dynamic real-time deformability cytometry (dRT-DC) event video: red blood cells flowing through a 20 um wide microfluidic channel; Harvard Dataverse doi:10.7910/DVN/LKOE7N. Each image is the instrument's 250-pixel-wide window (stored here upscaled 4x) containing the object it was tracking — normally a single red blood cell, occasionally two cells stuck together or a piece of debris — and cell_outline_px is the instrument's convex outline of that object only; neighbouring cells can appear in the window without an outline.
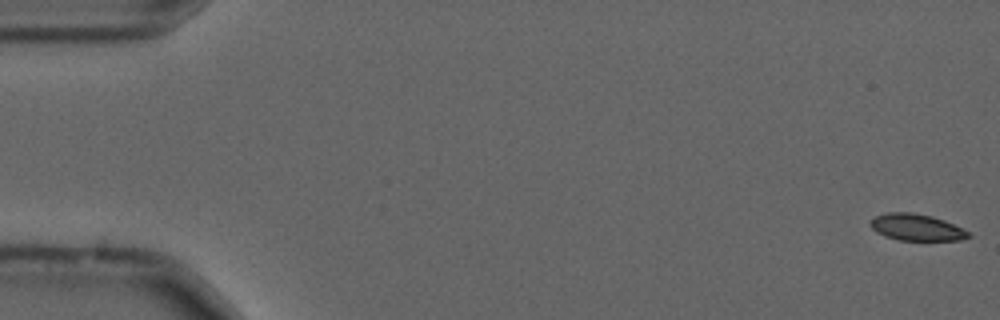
{"species": "common noctule bat (a hibernating species)", "species_latin": "Nyctalus noctula", "temperature_condition": "cold", "stored_images_in_passage": 56, "camera_frame_rate_fps": 3000, "um_per_image_px": 0.085, "animal": {"sex": "male", "forearm_length_mm": 52.5}, "frame": {"image": 1, "passage_image": 1, "time_ms": 0.0, "image_size_px": [1000, 320], "cell_outline_px": [[972, 236], [960, 240], [900, 240], [884, 236], [876, 232], [868, 224], [876, 216], [888, 212], [912, 212], [932, 216], [944, 220], [968, 232]], "centroid_in_image_um": [77.87, 19.32], "position_along_channel_um": 7.1, "area_um2": 15.09}}
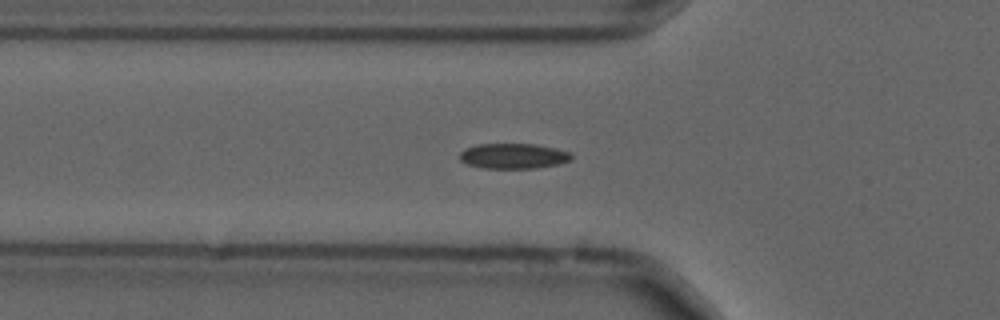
{"frame": {"image": 2, "passage_image": 19, "time_ms": 6.0, "image_size_px": [1000, 320], "cell_outline_px": [[572, 160], [560, 164], [536, 168], [480, 168], [468, 164], [460, 160], [460, 152], [464, 148], [476, 144], [536, 144], [556, 148], [568, 152], [572, 156]], "centroid_in_image_um": [43.63, 13.26], "position_along_channel_um": 82.2, "area_um2": 16.59}}
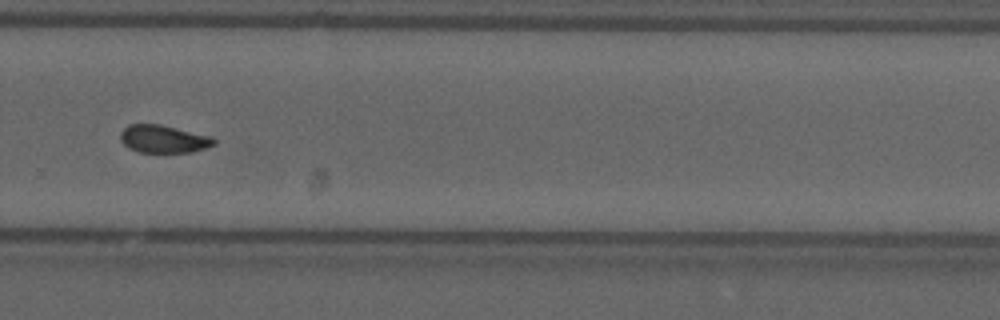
{"frame": {"image": 3, "passage_image": 38, "time_ms": 12.333, "image_size_px": [1000, 320], "cell_outline_px": [[216, 144], [192, 152], [140, 152], [128, 148], [120, 140], [120, 132], [128, 124], [160, 124], [212, 136], [216, 140]], "centroid_in_image_um": [13.89, 11.81], "position_along_channel_um": 315.9, "area_um2": 15.2}, "authors_computed_cell_mechanics": {"area_um2": 15.8083, "velocity_mm_per_s": 3.6899, "shape_relaxation_time_tau1_ms": null, "shape_relaxation_time_tau2_ms": 1.9278, "deformation_change_tau1": null, "deformation_change_tau2": 0.0621}}